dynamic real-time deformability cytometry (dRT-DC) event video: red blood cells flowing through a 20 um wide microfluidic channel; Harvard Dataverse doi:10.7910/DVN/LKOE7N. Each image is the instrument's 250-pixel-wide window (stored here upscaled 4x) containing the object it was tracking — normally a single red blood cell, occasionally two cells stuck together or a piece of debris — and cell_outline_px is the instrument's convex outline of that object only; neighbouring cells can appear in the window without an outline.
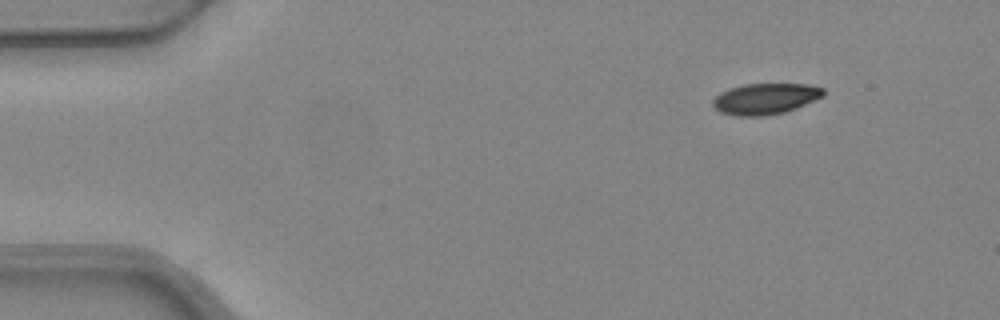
{"species": "common noctule bat (a hibernating species)", "species_latin": "Nyctalus noctula", "temperature_condition": "warm", "stored_images_in_passage": 5, "camera_frame_rate_fps": 3000, "um_per_image_px": 0.085, "animal": {"sex": "female", "body_mass_g": 24.6, "forearm_length_mm": 56.2}, "frame": {"image": 1, "passage_image": 1, "time_ms": 0.0, "image_size_px": [1000, 320], "cell_outline_px": [[824, 96], [796, 108], [784, 112], [764, 116], [736, 116], [720, 112], [712, 104], [712, 100], [720, 92], [728, 88], [744, 84], [808, 84], [824, 88]], "centroid_in_image_um": [65.04, 8.39], "position_along_channel_um": 20.0, "area_um2": 20.06}}
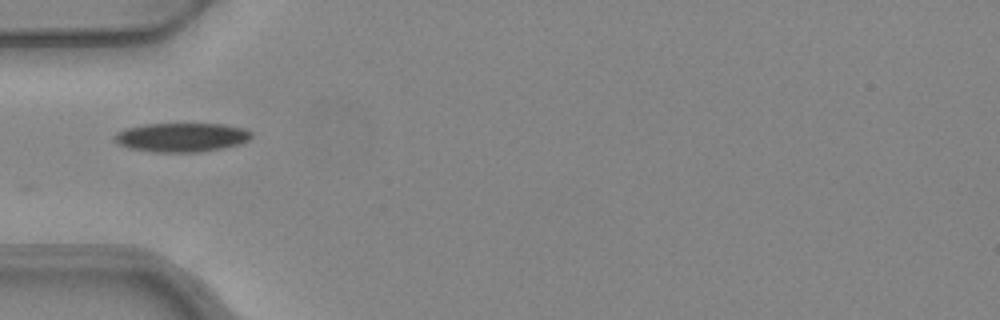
{"frame": {"image": 2, "passage_image": 4, "time_ms": 1.0, "image_size_px": [1000, 320], "cell_outline_px": [[252, 136], [248, 140], [240, 144], [224, 148], [200, 152], [156, 152], [128, 148], [112, 140], [112, 136], [116, 132], [124, 128], [144, 124], [224, 124], [244, 128], [252, 132]], "centroid_in_image_um": [15.41, 11.67], "position_along_channel_um": 69.6, "area_um2": 23.41}}